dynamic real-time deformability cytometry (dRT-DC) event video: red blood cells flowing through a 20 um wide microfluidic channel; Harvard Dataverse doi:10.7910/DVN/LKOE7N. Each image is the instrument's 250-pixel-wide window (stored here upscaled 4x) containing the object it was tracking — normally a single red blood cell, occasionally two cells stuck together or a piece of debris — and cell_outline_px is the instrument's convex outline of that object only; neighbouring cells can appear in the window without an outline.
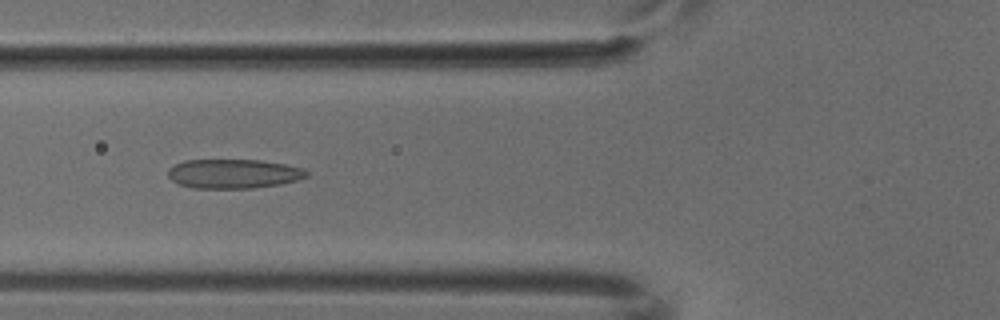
{"species": "common noctule bat (a hibernating species)", "species_latin": "Nyctalus noctula", "temperature_condition": "cold", "stored_images_in_passage": 8, "camera_frame_rate_fps": 3000, "um_per_image_px": 0.085, "animal": {"sex": "male", "body_mass_g": 18.8}, "frame": {"image": 1, "passage_image": 5, "time_ms": 1.333, "image_size_px": [1000, 320], "cell_outline_px": [[308, 176], [296, 180], [280, 184], [252, 188], [192, 188], [180, 184], [172, 180], [168, 176], [168, 168], [184, 160], [260, 160], [284, 164], [304, 168], [308, 172]], "centroid_in_image_um": [19.85, 14.76], "position_along_channel_um": 106.0, "area_um2": 23.58}}
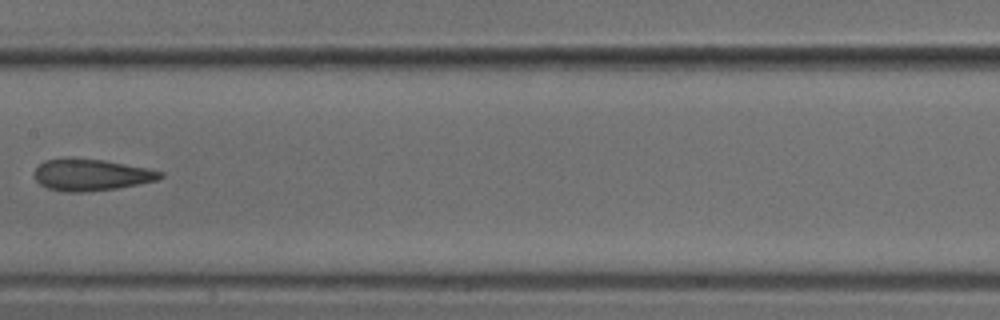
{"frame": {"image": 2, "passage_image": 7, "time_ms": 2.0, "image_size_px": [1000, 320], "cell_outline_px": [[164, 176], [156, 180], [116, 188], [80, 192], [68, 192], [48, 188], [40, 184], [36, 180], [36, 168], [44, 160], [68, 156], [104, 160], [164, 172]], "centroid_in_image_um": [7.71, 14.83], "position_along_channel_um": 199.7, "area_um2": 23.06}}
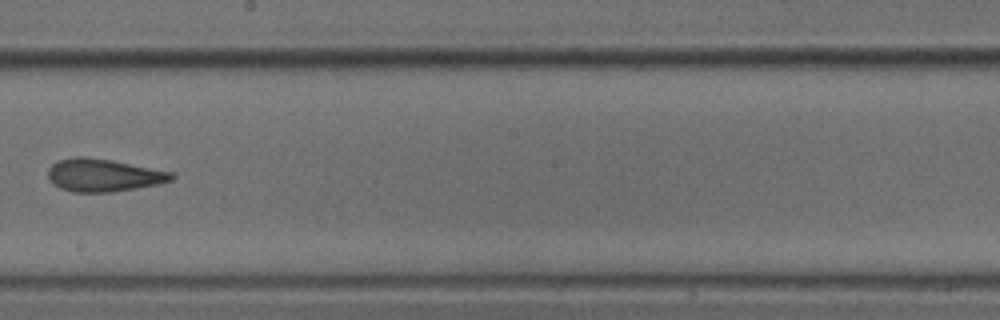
{"frame": {"image": 3, "passage_image": 8, "time_ms": 2.333, "image_size_px": [1000, 320], "cell_outline_px": [[176, 176], [172, 180], [156, 184], [112, 192], [72, 192], [60, 188], [48, 176], [48, 168], [56, 160], [72, 156], [84, 156], [112, 160], [172, 172]], "centroid_in_image_um": [8.77, 14.87], "position_along_channel_um": 239.4, "area_um2": 23.47}}